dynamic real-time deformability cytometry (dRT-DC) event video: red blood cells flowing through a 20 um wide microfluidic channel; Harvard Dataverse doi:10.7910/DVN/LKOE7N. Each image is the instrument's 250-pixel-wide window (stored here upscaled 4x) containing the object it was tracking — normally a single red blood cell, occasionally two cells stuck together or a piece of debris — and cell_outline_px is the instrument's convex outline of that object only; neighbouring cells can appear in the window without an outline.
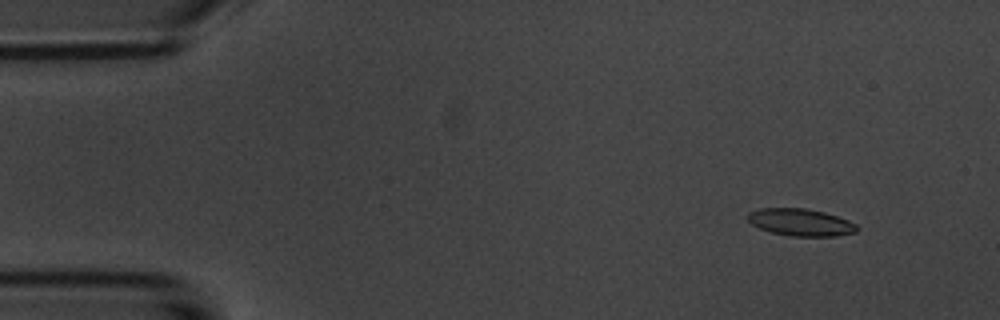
{"species": "common noctule bat (a hibernating species)", "species_latin": "Nyctalus noctula", "temperature_condition": "room temperature", "stored_images_in_passage": 4, "camera_frame_rate_fps": 3000, "um_per_image_px": 0.085, "animal": {"sex": "male", "body_mass_g": 20.1, "forearm_length_mm": 53.5}, "frame": {"image": 1, "passage_image": 2, "time_ms": 1.0, "image_size_px": [1000, 320], "cell_outline_px": [[860, 228], [856, 232], [836, 236], [788, 236], [772, 232], [760, 228], [752, 224], [748, 220], [748, 212], [760, 208], [804, 208], [824, 212], [848, 220], [856, 224]], "centroid_in_image_um": [68.07, 18.9], "position_along_channel_um": 16.9, "area_um2": 17.28}}